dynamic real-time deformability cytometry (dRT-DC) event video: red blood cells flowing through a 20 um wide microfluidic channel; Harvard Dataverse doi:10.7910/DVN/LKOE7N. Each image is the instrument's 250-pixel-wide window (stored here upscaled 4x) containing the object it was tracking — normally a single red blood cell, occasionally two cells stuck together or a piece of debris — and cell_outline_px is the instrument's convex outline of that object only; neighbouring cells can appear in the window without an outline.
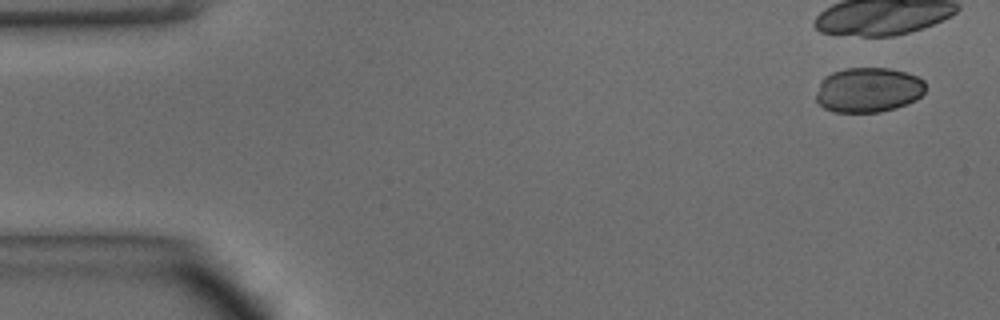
{"species": "common noctule bat (a hibernating species)", "species_latin": "Nyctalus noctula", "temperature_condition": "warm", "stored_images_in_passage": 47, "camera_frame_rate_fps": 3000, "um_per_image_px": 0.085, "animal": {"sex": "male", "body_mass_g": 15.6}, "frame": {"image": 1, "passage_image": 1, "time_ms": 0.0, "image_size_px": [1000, 320], "cell_outline_px": [[924, 92], [916, 100], [896, 108], [880, 112], [836, 112], [824, 108], [816, 100], [816, 92], [820, 80], [824, 76], [832, 72], [844, 68], [888, 68], [904, 72], [916, 76], [924, 80]], "centroid_in_image_um": [73.77, 7.64], "position_along_channel_um": 11.2, "area_um2": 28.73}}
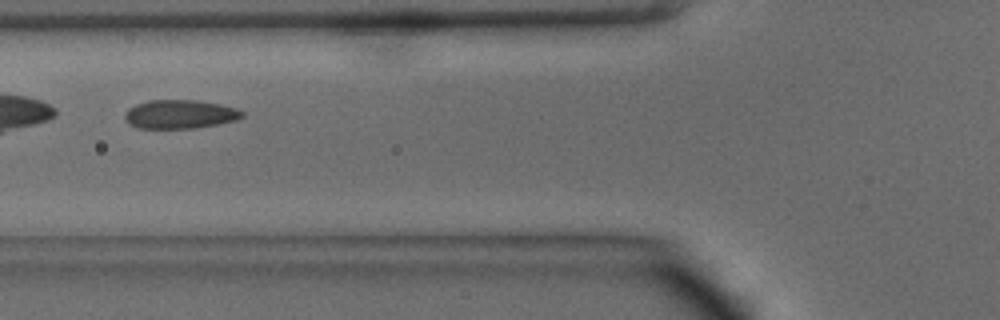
{"frame": {"image": 2, "passage_image": 18, "time_ms": 5.667, "image_size_px": [1000, 320], "cell_outline_px": [[244, 116], [236, 120], [220, 124], [196, 128], [136, 128], [128, 124], [124, 120], [124, 112], [128, 108], [136, 104], [148, 100], [196, 100], [220, 104], [236, 108], [244, 112]], "centroid_in_image_um": [15.27, 9.71], "position_along_channel_um": 110.5, "area_um2": 19.94}}
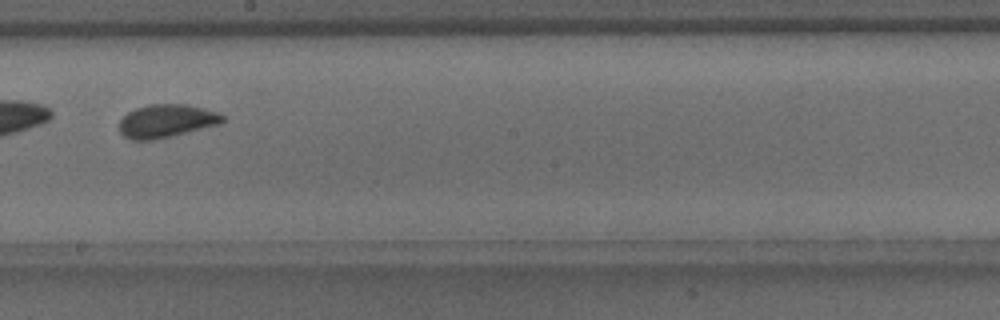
{"frame": {"image": 3, "passage_image": 27, "time_ms": 8.667, "image_size_px": [1000, 320], "cell_outline_px": [[224, 120], [220, 124], [156, 140], [132, 140], [124, 136], [120, 132], [120, 120], [128, 112], [136, 108], [148, 104], [188, 104], [220, 112], [224, 116]], "centroid_in_image_um": [14.17, 10.28], "position_along_channel_um": 234.0, "area_um2": 20.11}, "authors_computed_cell_mechanics": {"area_um2": 20.1722, "velocity_mm_per_s": 4.12, "shape_relaxation_time_tau1_ms": 2.8197, "shape_relaxation_time_tau2_ms": 0.7289, "deformation_change_tau1": 0.0912, "deformation_change_tau2": 0.044}}